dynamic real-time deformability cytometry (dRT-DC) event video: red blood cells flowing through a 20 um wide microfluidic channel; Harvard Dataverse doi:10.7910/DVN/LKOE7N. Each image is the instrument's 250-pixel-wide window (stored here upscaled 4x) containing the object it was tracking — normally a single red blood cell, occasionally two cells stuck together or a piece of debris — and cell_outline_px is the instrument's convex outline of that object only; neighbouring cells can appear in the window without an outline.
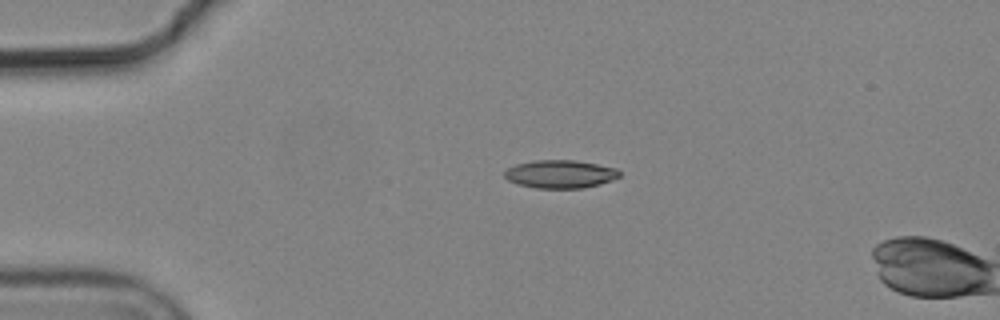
{"species": "common noctule bat (a hibernating species)", "species_latin": "Nyctalus noctula", "temperature_condition": "cold", "stored_images_in_passage": 3, "camera_frame_rate_fps": 3000, "um_per_image_px": 0.085, "animal": {"sex": "male", "body_mass_g": 19.2, "forearm_length_mm": 51.8}, "frame": {"image": 1, "passage_image": 2, "time_ms": 0.333, "image_size_px": [1000, 320], "cell_outline_px": [[620, 176], [612, 180], [600, 184], [584, 188], [536, 188], [516, 184], [508, 180], [504, 176], [504, 172], [508, 168], [516, 164], [536, 160], [576, 160], [616, 168], [620, 172]], "centroid_in_image_um": [47.61, 14.8], "position_along_channel_um": 37.4, "area_um2": 18.84}}